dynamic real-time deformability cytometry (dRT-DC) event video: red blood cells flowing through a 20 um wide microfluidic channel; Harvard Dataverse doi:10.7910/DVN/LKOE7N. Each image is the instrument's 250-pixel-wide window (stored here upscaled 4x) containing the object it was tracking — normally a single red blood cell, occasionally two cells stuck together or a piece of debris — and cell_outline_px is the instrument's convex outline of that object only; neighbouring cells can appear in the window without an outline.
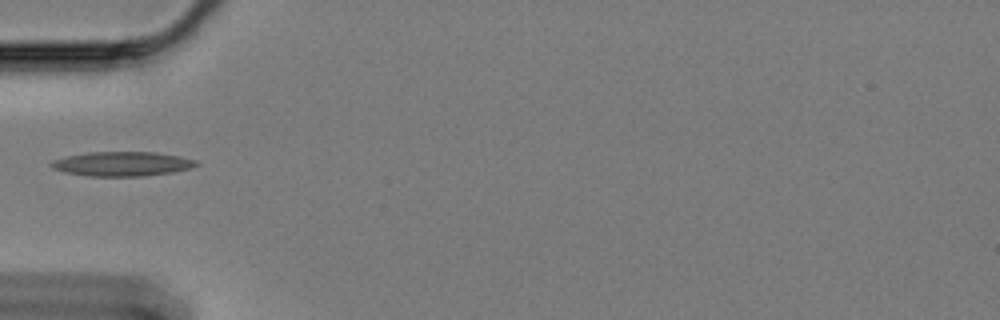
{"species": "Egyptian fruit bat (a non-hibernating species)", "species_latin": "Rousettus aegyptiacus", "temperature_condition": "cold", "stored_images_in_passage": 41, "camera_frame_rate_fps": 3000, "um_per_image_px": 0.085, "animal": {"sex": "female"}, "frame": {"image": 1, "passage_image": 1, "time_ms": 0.0, "image_size_px": [1000, 320], "cell_outline_px": [[200, 164], [192, 168], [172, 172], [140, 176], [88, 176], [64, 172], [52, 168], [48, 164], [52, 160], [68, 156], [88, 152], [156, 152], [180, 156], [196, 160]], "centroid_in_image_um": [10.38, 13.92], "position_along_channel_um": 74.6, "area_um2": 20.69}}
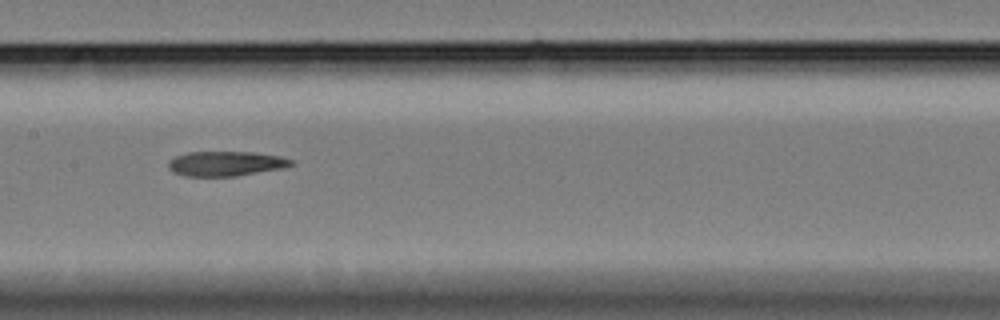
{"frame": {"image": 2, "passage_image": 11, "time_ms": 3.333, "image_size_px": [1000, 320], "cell_outline_px": [[296, 164], [288, 168], [236, 176], [184, 176], [172, 172], [168, 168], [168, 160], [176, 156], [188, 152], [252, 152], [280, 156], [292, 160]], "centroid_in_image_um": [19.23, 13.91], "position_along_channel_um": 188.2, "area_um2": 18.03}}
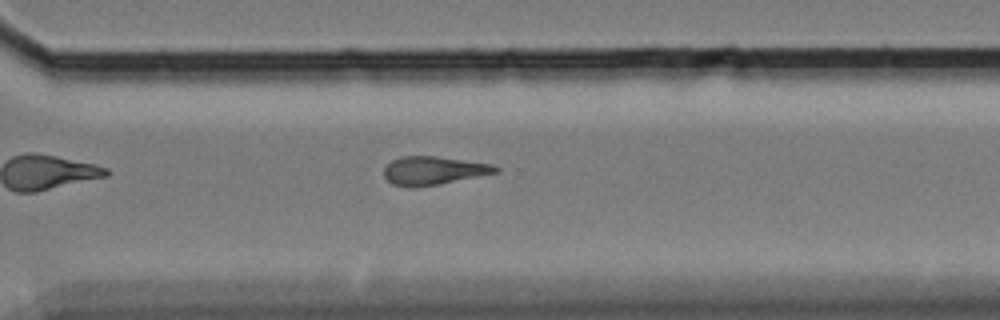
{"frame": {"image": 3, "passage_image": 24, "time_ms": 7.667, "image_size_px": [1000, 320], "cell_outline_px": [[500, 172], [440, 184], [392, 184], [384, 176], [384, 168], [392, 160], [404, 156], [436, 156], [492, 164], [500, 168]], "centroid_in_image_um": [36.93, 14.46], "position_along_channel_um": 333.7, "area_um2": 17.8}}